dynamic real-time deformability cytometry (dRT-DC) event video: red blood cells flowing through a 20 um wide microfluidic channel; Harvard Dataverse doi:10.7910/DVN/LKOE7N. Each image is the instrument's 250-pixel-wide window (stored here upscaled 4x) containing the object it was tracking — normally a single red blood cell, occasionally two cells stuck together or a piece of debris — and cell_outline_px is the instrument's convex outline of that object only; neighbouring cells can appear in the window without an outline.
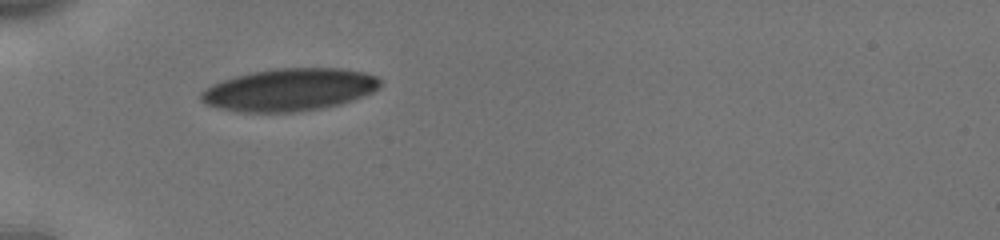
{"species": "human", "species_latin": "Homo sapiens", "temperature_condition": "cold", "stored_images_in_passage": 37, "camera_frame_rate_fps": 3000, "um_per_image_px": 0.085, "donor": {"sex": "male"}, "frame": {"image": 1, "passage_image": 1, "time_ms": 0.0, "image_size_px": [1000, 240], "cell_outline_px": [[380, 88], [372, 92], [352, 100], [340, 104], [320, 108], [292, 112], [244, 112], [220, 108], [204, 104], [200, 100], [200, 92], [212, 84], [236, 76], [252, 72], [276, 68], [340, 68], [364, 72], [376, 76], [380, 80]], "centroid_in_image_um": [24.59, 7.62], "position_along_channel_um": 60.4, "area_um2": 44.16}}
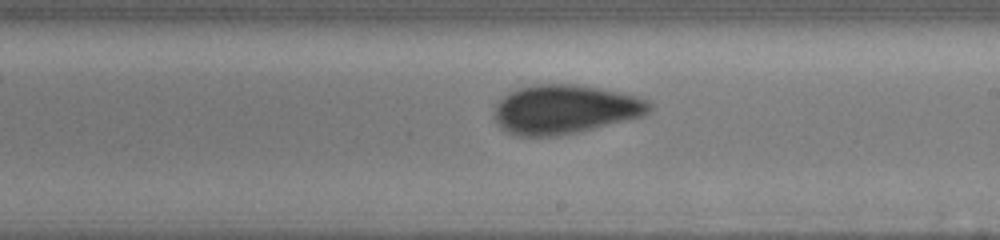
{"frame": {"image": 2, "passage_image": 16, "time_ms": 5.0, "image_size_px": [1000, 240], "cell_outline_px": [[652, 108], [644, 116], [580, 132], [556, 136], [516, 136], [500, 128], [492, 112], [496, 104], [508, 92], [520, 88], [536, 84], [576, 84], [600, 88], [620, 92], [636, 96], [648, 100], [652, 104]], "centroid_in_image_um": [48.02, 9.3], "position_along_channel_um": 241.0, "area_um2": 44.68}}
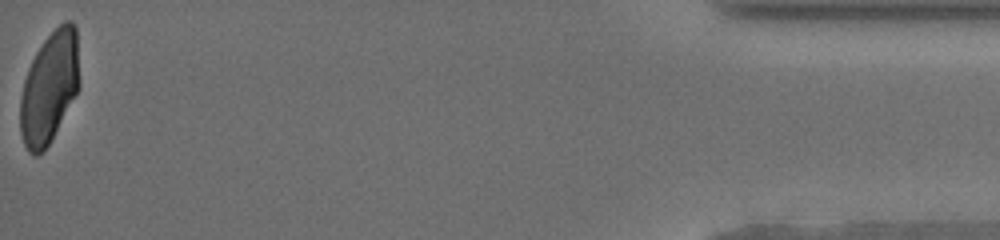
{"frame": {"image": 3, "passage_image": 37, "time_ms": 12.0, "image_size_px": [1000, 240], "cell_outline_px": [[80, 88], [48, 144], [36, 156], [32, 156], [28, 152], [24, 144], [20, 132], [20, 100], [24, 80], [28, 68], [36, 52], [44, 40], [64, 20], [72, 20], [76, 28], [80, 80]], "centroid_in_image_um": [4.21, 7.41], "position_along_channel_um": 431.0, "area_um2": 38.44}, "authors_computed_cell_mechanics": {"area_um2": 43.4078, "velocity_mm_per_s": 3.8559, "shape_relaxation_time_tau1_ms": 3.9524, "shape_relaxation_time_tau2_ms": 1.2313, "deformation_change_tau1": 0.135, "deformation_change_tau2": 0.0539}}